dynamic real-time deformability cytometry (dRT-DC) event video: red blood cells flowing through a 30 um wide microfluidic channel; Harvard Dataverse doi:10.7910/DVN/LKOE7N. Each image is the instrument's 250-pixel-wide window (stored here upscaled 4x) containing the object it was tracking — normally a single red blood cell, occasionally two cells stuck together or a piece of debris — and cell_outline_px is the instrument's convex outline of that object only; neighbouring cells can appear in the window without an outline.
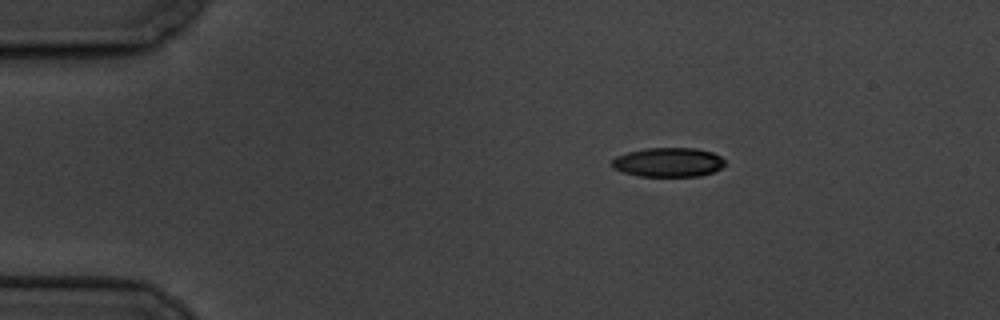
{"species": "common noctule bat (a hibernating species)", "species_latin": "Nyctalus noctula", "temperature_condition": "cold", "stored_images_in_passage": 2, "camera_frame_rate_fps": 3000, "um_per_image_px": 0.085, "animal": {"sex": "male", "body_mass_g": 19.5, "forearm_length_mm": 54.6}, "frame": {"image": 1, "passage_image": 1, "time_ms": 0.0, "image_size_px": [1000, 320], "cell_outline_px": [[724, 164], [720, 168], [712, 172], [700, 176], [640, 176], [624, 172], [612, 168], [612, 160], [616, 156], [628, 152], [644, 148], [696, 148], [712, 152], [720, 156], [724, 160]], "centroid_in_image_um": [56.79, 13.78], "position_along_channel_um": 28.2, "area_um2": 19.19}}